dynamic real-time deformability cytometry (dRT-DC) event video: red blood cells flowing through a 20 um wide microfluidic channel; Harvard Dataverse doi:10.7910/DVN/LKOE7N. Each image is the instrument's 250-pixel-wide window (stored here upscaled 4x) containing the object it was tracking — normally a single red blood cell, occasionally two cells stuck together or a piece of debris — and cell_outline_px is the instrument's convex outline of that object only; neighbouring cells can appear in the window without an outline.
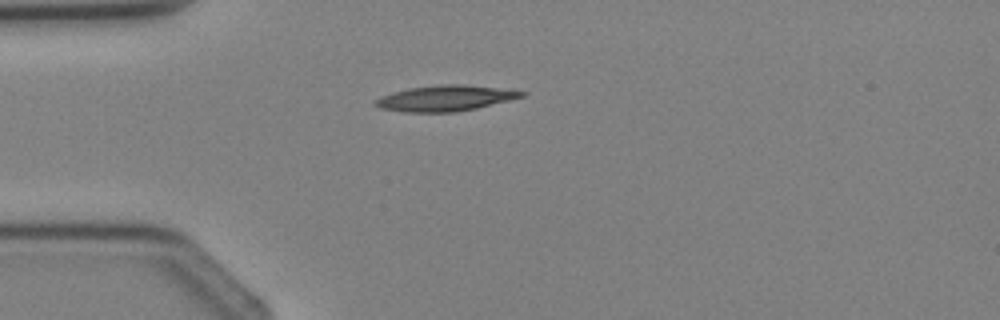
{"species": "Egyptian fruit bat (a non-hibernating species)", "species_latin": "Rousettus aegyptiacus", "temperature_condition": "cold", "stored_images_in_passage": 3, "camera_frame_rate_fps": 3000, "um_per_image_px": 0.085, "animal": {"sex": "female"}, "frame": {"image": 1, "passage_image": 3, "time_ms": 2.333, "image_size_px": [1000, 320], "cell_outline_px": [[528, 92], [524, 96], [476, 108], [456, 112], [404, 112], [380, 108], [372, 104], [376, 100], [384, 96], [408, 88], [440, 84], [456, 84], [512, 88]], "centroid_in_image_um": [37.93, 8.34], "position_along_channel_um": 47.1, "area_um2": 21.91}}